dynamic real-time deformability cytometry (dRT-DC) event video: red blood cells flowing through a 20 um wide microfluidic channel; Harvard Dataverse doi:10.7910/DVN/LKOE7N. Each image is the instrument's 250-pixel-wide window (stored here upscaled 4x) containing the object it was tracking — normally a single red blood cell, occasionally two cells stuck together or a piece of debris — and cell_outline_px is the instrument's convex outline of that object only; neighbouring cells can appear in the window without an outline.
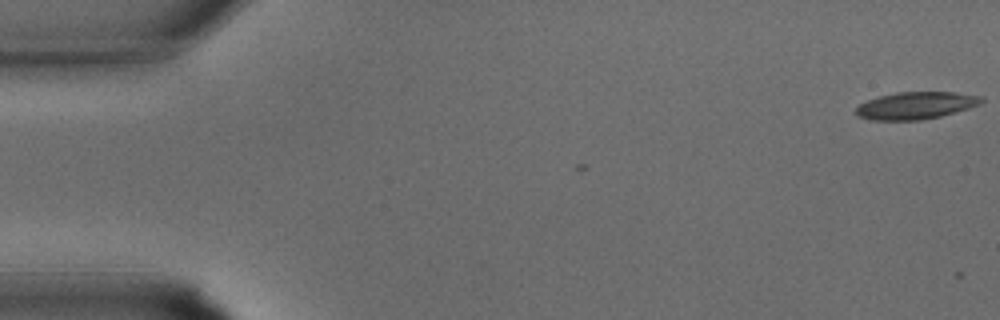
{"species": "common noctule bat (a hibernating species)", "species_latin": "Nyctalus noctula", "temperature_condition": "warm", "stored_images_in_passage": 2, "camera_frame_rate_fps": 3000, "um_per_image_px": 0.085, "animal": {"sex": "male", "body_mass_g": 15.6}, "frame": {"image": 1, "passage_image": 1, "time_ms": 0.0, "image_size_px": [1000, 320], "cell_outline_px": [[984, 100], [980, 104], [968, 108], [940, 116], [920, 120], [872, 120], [856, 116], [852, 112], [860, 104], [868, 100], [880, 96], [896, 92], [956, 92], [984, 96]], "centroid_in_image_um": [77.83, 8.96], "position_along_channel_um": 7.2, "area_um2": 20.0}}